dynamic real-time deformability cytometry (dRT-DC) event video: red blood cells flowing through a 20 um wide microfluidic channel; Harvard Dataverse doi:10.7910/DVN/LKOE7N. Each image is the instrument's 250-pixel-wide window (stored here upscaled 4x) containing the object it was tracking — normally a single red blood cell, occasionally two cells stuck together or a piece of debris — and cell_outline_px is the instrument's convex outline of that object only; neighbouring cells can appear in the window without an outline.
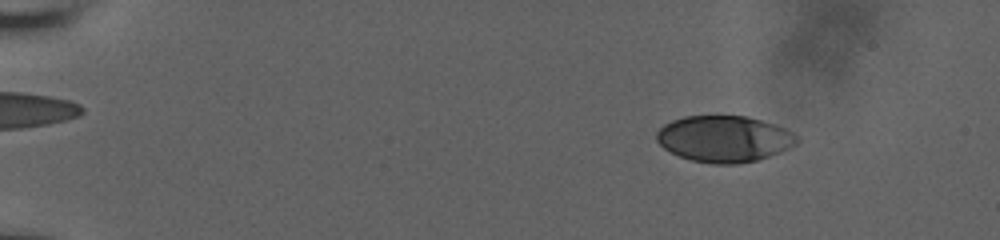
{"species": "human", "species_latin": "Homo sapiens", "temperature_condition": "room temperature", "stored_images_in_passage": 57, "camera_frame_rate_fps": 3000, "um_per_image_px": 0.085, "donor": {"sex": "male"}, "frame": {"image": 1, "passage_image": 9, "time_ms": 2.667, "image_size_px": [1000, 240], "cell_outline_px": [[800, 140], [796, 144], [780, 152], [756, 160], [736, 164], [712, 164], [692, 160], [680, 156], [664, 148], [656, 140], [656, 132], [664, 124], [672, 120], [684, 116], [748, 116], [776, 124], [792, 132]], "centroid_in_image_um": [61.56, 11.79], "position_along_channel_um": 23.4, "area_um2": 37.86}}
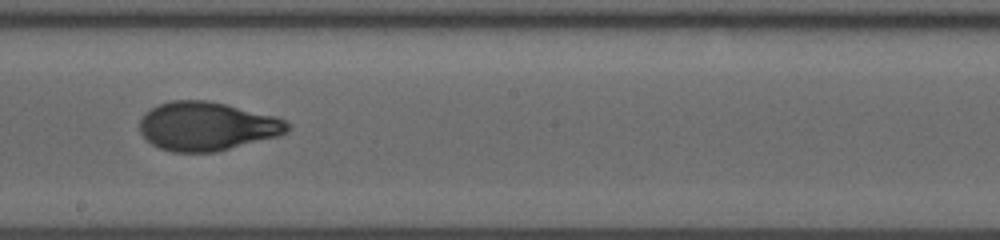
{"frame": {"image": 2, "passage_image": 35, "time_ms": 11.333, "image_size_px": [1000, 240], "cell_outline_px": [[288, 132], [276, 136], [216, 152], [172, 152], [160, 148], [152, 144], [140, 132], [140, 120], [144, 112], [160, 104], [172, 100], [208, 100], [276, 116], [284, 120], [288, 124]], "centroid_in_image_um": [17.56, 10.73], "position_along_channel_um": 230.6, "area_um2": 41.67}}
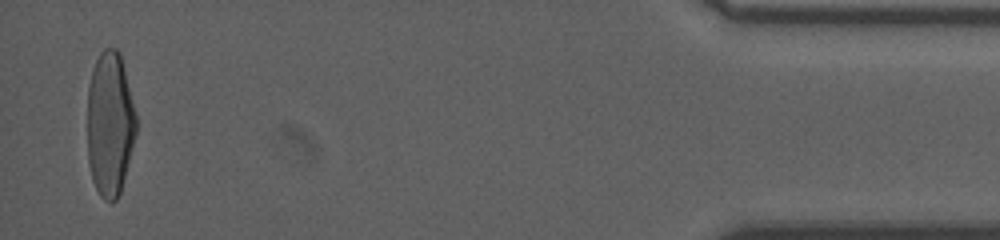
{"frame": {"image": 3, "passage_image": 56, "time_ms": 18.333, "image_size_px": [1000, 240], "cell_outline_px": [[136, 136], [120, 192], [116, 200], [104, 200], [100, 196], [92, 180], [88, 164], [88, 88], [92, 68], [100, 52], [104, 48], [116, 48], [120, 52], [136, 116]], "centroid_in_image_um": [9.33, 10.53], "position_along_channel_um": 425.9, "area_um2": 41.04}, "authors_computed_cell_mechanics": {"area_um2": 40.749, "velocity_mm_per_s": 3.8557, "shape_relaxation_time_tau1_ms": 6.0756, "shape_relaxation_time_tau2_ms": 0.8144, "deformation_change_tau1": 0.2429, "deformation_change_tau2": 0.0572}}